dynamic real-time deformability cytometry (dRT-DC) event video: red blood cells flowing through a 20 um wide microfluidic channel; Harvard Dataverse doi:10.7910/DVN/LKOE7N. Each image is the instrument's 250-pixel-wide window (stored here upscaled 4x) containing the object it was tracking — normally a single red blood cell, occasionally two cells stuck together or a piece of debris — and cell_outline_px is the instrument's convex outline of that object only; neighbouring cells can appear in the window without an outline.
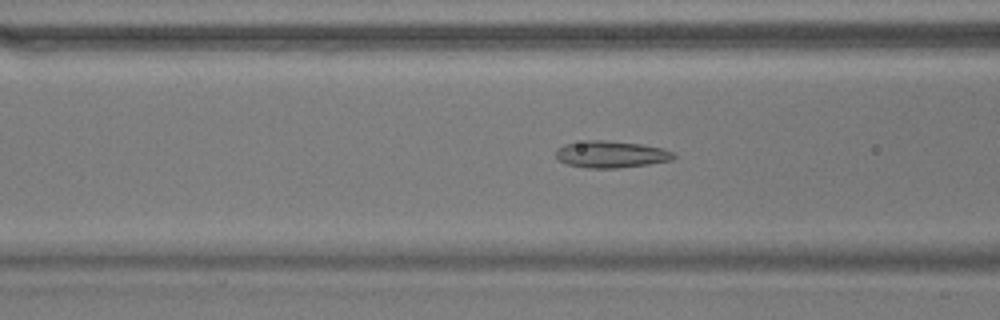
{"species": "common noctule bat (a hibernating species)", "species_latin": "Nyctalus noctula", "temperature_condition": "warm", "stored_images_in_passage": 37, "camera_frame_rate_fps": 3000, "um_per_image_px": 0.085, "animal": {"sex": "male", "body_mass_g": 17.9}, "frame": {"image": 1, "passage_image": 4, "time_ms": 1.0, "image_size_px": [1000, 320], "cell_outline_px": [[676, 156], [672, 160], [648, 164], [616, 168], [588, 168], [564, 164], [556, 160], [556, 148], [564, 144], [588, 140], [604, 140], [640, 144], [664, 148], [676, 152]], "centroid_in_image_um": [51.92, 13.12], "position_along_channel_um": 114.7, "area_um2": 18.67}}
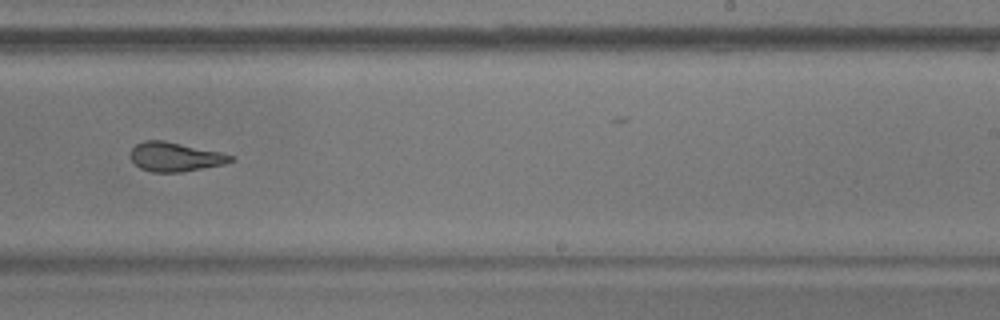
{"frame": {"image": 2, "passage_image": 17, "time_ms": 5.333, "image_size_px": [1000, 320], "cell_outline_px": [[236, 160], [224, 164], [180, 172], [152, 172], [140, 168], [132, 160], [132, 148], [136, 144], [144, 140], [164, 140], [220, 152], [232, 156]], "centroid_in_image_um": [14.89, 13.33], "position_along_channel_um": 274.1, "area_um2": 16.82}}
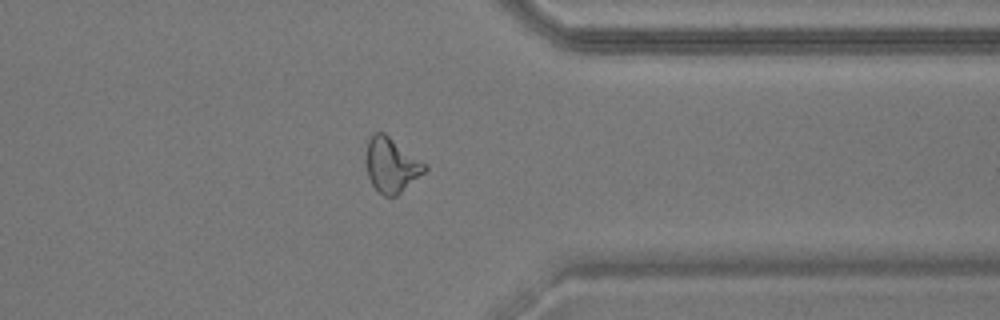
{"frame": {"image": 3, "passage_image": 26, "time_ms": 8.333, "image_size_px": [1000, 320], "cell_outline_px": [[428, 168], [424, 172], [396, 196], [384, 196], [372, 184], [368, 176], [364, 156], [368, 140], [376, 132], [384, 132], [428, 164]], "centroid_in_image_um": [33.26, 14.0], "position_along_channel_um": 378.1, "area_um2": 18.79}}